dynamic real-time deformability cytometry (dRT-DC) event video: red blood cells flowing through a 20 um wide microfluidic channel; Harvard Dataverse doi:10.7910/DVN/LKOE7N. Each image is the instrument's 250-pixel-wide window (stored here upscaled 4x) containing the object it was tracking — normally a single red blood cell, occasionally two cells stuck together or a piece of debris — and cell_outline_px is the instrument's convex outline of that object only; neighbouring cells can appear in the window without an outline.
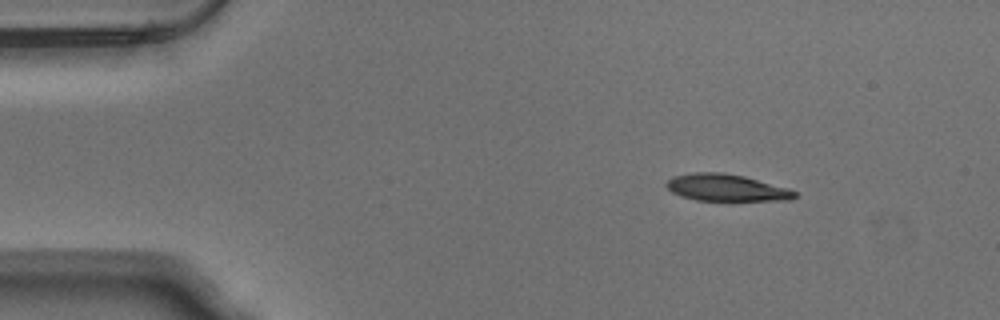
{"species": "Egyptian fruit bat (a non-hibernating species)", "species_latin": "Rousettus aegyptiacus", "temperature_condition": "warm", "stored_images_in_passage": 14, "camera_frame_rate_fps": 3000, "um_per_image_px": 0.085, "animal": {"sex": "male"}, "frame": {"image": 1, "passage_image": 1, "time_ms": 0.0, "image_size_px": [1000, 320], "cell_outline_px": [[800, 196], [792, 200], [696, 200], [680, 196], [672, 192], [664, 184], [672, 176], [692, 172], [724, 172], [744, 176], [788, 188], [796, 192]], "centroid_in_image_um": [61.74, 15.94], "position_along_channel_um": 23.3, "area_um2": 20.23}}
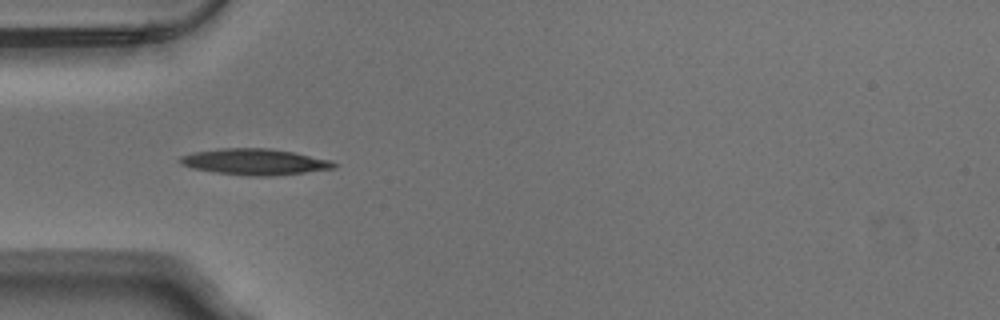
{"frame": {"image": 2, "passage_image": 10, "time_ms": 3.0, "image_size_px": [1000, 320], "cell_outline_px": [[336, 168], [304, 172], [268, 176], [252, 176], [216, 172], [192, 168], [180, 164], [180, 156], [196, 152], [220, 148], [268, 148], [292, 152], [328, 160], [336, 164]], "centroid_in_image_um": [21.61, 13.75], "position_along_channel_um": 63.4, "area_um2": 22.95}}
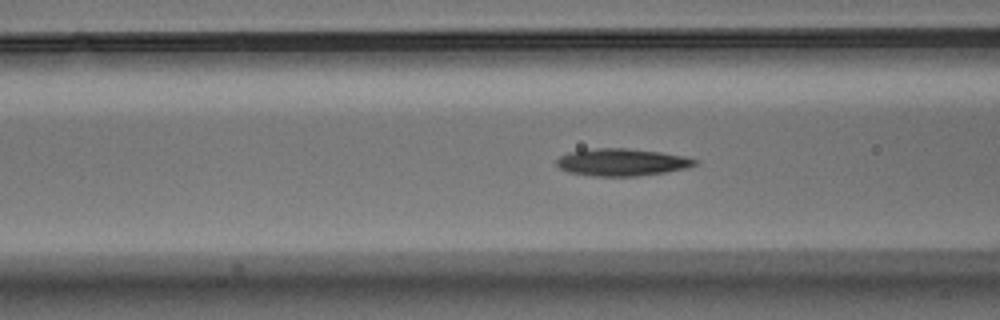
{"frame": {"image": 3, "passage_image": 14, "time_ms": 4.333, "image_size_px": [1000, 320], "cell_outline_px": [[700, 160], [696, 164], [688, 168], [640, 176], [592, 176], [568, 172], [560, 168], [556, 164], [556, 160], [560, 156], [568, 152], [596, 148], [628, 148], [660, 152], [684, 156]], "centroid_in_image_um": [52.86, 13.79], "position_along_channel_um": 113.7, "area_um2": 22.08}}